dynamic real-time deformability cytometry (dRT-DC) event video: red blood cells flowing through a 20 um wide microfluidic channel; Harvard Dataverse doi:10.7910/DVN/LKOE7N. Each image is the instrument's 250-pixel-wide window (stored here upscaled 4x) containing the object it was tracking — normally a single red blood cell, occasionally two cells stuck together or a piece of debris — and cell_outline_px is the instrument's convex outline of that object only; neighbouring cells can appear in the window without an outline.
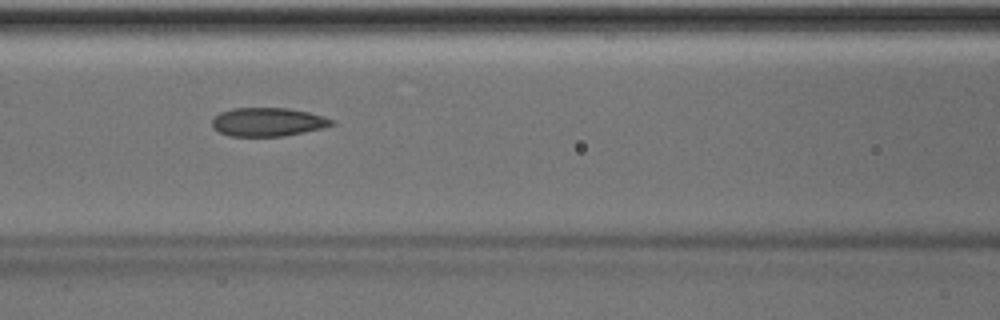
{"species": "Egyptian fruit bat (a non-hibernating species)", "species_latin": "Rousettus aegyptiacus", "temperature_condition": "room temperature", "stored_images_in_passage": 18, "camera_frame_rate_fps": 3000, "um_per_image_px": 0.085, "animal": {"sex": "male"}, "frame": {"image": 1, "passage_image": 8, "time_ms": 2.333, "image_size_px": [1000, 320], "cell_outline_px": [[336, 124], [324, 128], [284, 136], [228, 136], [212, 128], [212, 120], [220, 112], [232, 108], [288, 108], [308, 112], [336, 120]], "centroid_in_image_um": [22.79, 10.37], "position_along_channel_um": 143.8, "area_um2": 20.06}}